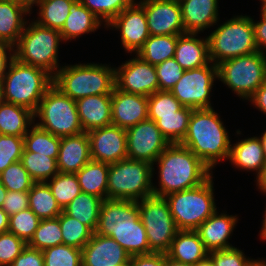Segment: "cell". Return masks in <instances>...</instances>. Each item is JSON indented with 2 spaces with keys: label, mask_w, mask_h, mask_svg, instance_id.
Masks as SVG:
<instances>
[{
  "label": "cell",
  "mask_w": 266,
  "mask_h": 266,
  "mask_svg": "<svg viewBox=\"0 0 266 266\" xmlns=\"http://www.w3.org/2000/svg\"><path fill=\"white\" fill-rule=\"evenodd\" d=\"M9 266H44V256L41 250L27 245Z\"/></svg>",
  "instance_id": "db71d44e"
},
{
  "label": "cell",
  "mask_w": 266,
  "mask_h": 266,
  "mask_svg": "<svg viewBox=\"0 0 266 266\" xmlns=\"http://www.w3.org/2000/svg\"><path fill=\"white\" fill-rule=\"evenodd\" d=\"M8 190L0 182V207H2L4 199L6 197Z\"/></svg>",
  "instance_id": "03108f58"
},
{
  "label": "cell",
  "mask_w": 266,
  "mask_h": 266,
  "mask_svg": "<svg viewBox=\"0 0 266 266\" xmlns=\"http://www.w3.org/2000/svg\"><path fill=\"white\" fill-rule=\"evenodd\" d=\"M219 117L213 108L193 109L187 134L180 143L210 169L230 154L229 135Z\"/></svg>",
  "instance_id": "7a4b0ae2"
},
{
  "label": "cell",
  "mask_w": 266,
  "mask_h": 266,
  "mask_svg": "<svg viewBox=\"0 0 266 266\" xmlns=\"http://www.w3.org/2000/svg\"><path fill=\"white\" fill-rule=\"evenodd\" d=\"M41 122L37 126L58 137H66L83 133L76 101L65 95L54 84L41 99L34 117Z\"/></svg>",
  "instance_id": "9c48e42d"
},
{
  "label": "cell",
  "mask_w": 266,
  "mask_h": 266,
  "mask_svg": "<svg viewBox=\"0 0 266 266\" xmlns=\"http://www.w3.org/2000/svg\"><path fill=\"white\" fill-rule=\"evenodd\" d=\"M165 266H191V265L184 264L176 260H173L165 254Z\"/></svg>",
  "instance_id": "be15d7a7"
},
{
  "label": "cell",
  "mask_w": 266,
  "mask_h": 266,
  "mask_svg": "<svg viewBox=\"0 0 266 266\" xmlns=\"http://www.w3.org/2000/svg\"><path fill=\"white\" fill-rule=\"evenodd\" d=\"M234 145H231L228 160L241 169L257 171L258 176L266 165L260 138H247Z\"/></svg>",
  "instance_id": "83f0119b"
},
{
  "label": "cell",
  "mask_w": 266,
  "mask_h": 266,
  "mask_svg": "<svg viewBox=\"0 0 266 266\" xmlns=\"http://www.w3.org/2000/svg\"><path fill=\"white\" fill-rule=\"evenodd\" d=\"M131 256L113 238L93 233L82 248V266L129 265Z\"/></svg>",
  "instance_id": "ac0fdd59"
},
{
  "label": "cell",
  "mask_w": 266,
  "mask_h": 266,
  "mask_svg": "<svg viewBox=\"0 0 266 266\" xmlns=\"http://www.w3.org/2000/svg\"><path fill=\"white\" fill-rule=\"evenodd\" d=\"M194 266H214L212 259L207 256L205 259L199 261Z\"/></svg>",
  "instance_id": "e7e4bbea"
},
{
  "label": "cell",
  "mask_w": 266,
  "mask_h": 266,
  "mask_svg": "<svg viewBox=\"0 0 266 266\" xmlns=\"http://www.w3.org/2000/svg\"><path fill=\"white\" fill-rule=\"evenodd\" d=\"M261 18L262 19L260 20V22L258 21L256 23L252 19V25L254 28V39L256 46L260 52L265 51L266 53V13L261 12Z\"/></svg>",
  "instance_id": "9f6ffc18"
},
{
  "label": "cell",
  "mask_w": 266,
  "mask_h": 266,
  "mask_svg": "<svg viewBox=\"0 0 266 266\" xmlns=\"http://www.w3.org/2000/svg\"><path fill=\"white\" fill-rule=\"evenodd\" d=\"M169 145L155 121L147 119L126 129L128 159L154 165L155 160Z\"/></svg>",
  "instance_id": "4fadbf2b"
},
{
  "label": "cell",
  "mask_w": 266,
  "mask_h": 266,
  "mask_svg": "<svg viewBox=\"0 0 266 266\" xmlns=\"http://www.w3.org/2000/svg\"><path fill=\"white\" fill-rule=\"evenodd\" d=\"M34 120V112L28 108L0 101V134L24 137Z\"/></svg>",
  "instance_id": "f1b7e54d"
},
{
  "label": "cell",
  "mask_w": 266,
  "mask_h": 266,
  "mask_svg": "<svg viewBox=\"0 0 266 266\" xmlns=\"http://www.w3.org/2000/svg\"><path fill=\"white\" fill-rule=\"evenodd\" d=\"M150 35H181L185 32L177 0H142Z\"/></svg>",
  "instance_id": "9a60e30c"
},
{
  "label": "cell",
  "mask_w": 266,
  "mask_h": 266,
  "mask_svg": "<svg viewBox=\"0 0 266 266\" xmlns=\"http://www.w3.org/2000/svg\"><path fill=\"white\" fill-rule=\"evenodd\" d=\"M249 266H266V262L263 260H254Z\"/></svg>",
  "instance_id": "89a4df30"
},
{
  "label": "cell",
  "mask_w": 266,
  "mask_h": 266,
  "mask_svg": "<svg viewBox=\"0 0 266 266\" xmlns=\"http://www.w3.org/2000/svg\"><path fill=\"white\" fill-rule=\"evenodd\" d=\"M8 50L12 52L14 48L7 43L0 42V84L6 73V68H8V61L10 62L14 58V53H9L10 57L7 56L6 51Z\"/></svg>",
  "instance_id": "6f0895ef"
},
{
  "label": "cell",
  "mask_w": 266,
  "mask_h": 266,
  "mask_svg": "<svg viewBox=\"0 0 266 266\" xmlns=\"http://www.w3.org/2000/svg\"><path fill=\"white\" fill-rule=\"evenodd\" d=\"M9 216L29 208L28 192L8 191L1 207Z\"/></svg>",
  "instance_id": "f5cc1de1"
},
{
  "label": "cell",
  "mask_w": 266,
  "mask_h": 266,
  "mask_svg": "<svg viewBox=\"0 0 266 266\" xmlns=\"http://www.w3.org/2000/svg\"><path fill=\"white\" fill-rule=\"evenodd\" d=\"M1 84V100L20 105L35 112L47 90L53 85V76L45 70L11 59Z\"/></svg>",
  "instance_id": "3957f363"
},
{
  "label": "cell",
  "mask_w": 266,
  "mask_h": 266,
  "mask_svg": "<svg viewBox=\"0 0 266 266\" xmlns=\"http://www.w3.org/2000/svg\"><path fill=\"white\" fill-rule=\"evenodd\" d=\"M262 1V8H261V12L262 13H266V0H261Z\"/></svg>",
  "instance_id": "2644e50d"
},
{
  "label": "cell",
  "mask_w": 266,
  "mask_h": 266,
  "mask_svg": "<svg viewBox=\"0 0 266 266\" xmlns=\"http://www.w3.org/2000/svg\"><path fill=\"white\" fill-rule=\"evenodd\" d=\"M26 13L30 12L23 6L0 0V42L15 47L28 23L23 19Z\"/></svg>",
  "instance_id": "4316f807"
},
{
  "label": "cell",
  "mask_w": 266,
  "mask_h": 266,
  "mask_svg": "<svg viewBox=\"0 0 266 266\" xmlns=\"http://www.w3.org/2000/svg\"><path fill=\"white\" fill-rule=\"evenodd\" d=\"M192 111V108L183 106L178 115L158 116L157 127L170 144L182 142L188 131Z\"/></svg>",
  "instance_id": "74e56055"
},
{
  "label": "cell",
  "mask_w": 266,
  "mask_h": 266,
  "mask_svg": "<svg viewBox=\"0 0 266 266\" xmlns=\"http://www.w3.org/2000/svg\"><path fill=\"white\" fill-rule=\"evenodd\" d=\"M39 222L40 219L28 208L9 216L8 231L28 244L34 236Z\"/></svg>",
  "instance_id": "7dc6e473"
},
{
  "label": "cell",
  "mask_w": 266,
  "mask_h": 266,
  "mask_svg": "<svg viewBox=\"0 0 266 266\" xmlns=\"http://www.w3.org/2000/svg\"><path fill=\"white\" fill-rule=\"evenodd\" d=\"M153 171L150 163L128 158L109 164L107 199L138 201L154 195Z\"/></svg>",
  "instance_id": "52a82bcc"
},
{
  "label": "cell",
  "mask_w": 266,
  "mask_h": 266,
  "mask_svg": "<svg viewBox=\"0 0 266 266\" xmlns=\"http://www.w3.org/2000/svg\"><path fill=\"white\" fill-rule=\"evenodd\" d=\"M248 100L253 102L255 107L266 114V82H264Z\"/></svg>",
  "instance_id": "680465c9"
},
{
  "label": "cell",
  "mask_w": 266,
  "mask_h": 266,
  "mask_svg": "<svg viewBox=\"0 0 266 266\" xmlns=\"http://www.w3.org/2000/svg\"><path fill=\"white\" fill-rule=\"evenodd\" d=\"M75 1L76 0H39L37 6H40V18L35 22L42 26L60 31L70 13V7Z\"/></svg>",
  "instance_id": "8d00e7d4"
},
{
  "label": "cell",
  "mask_w": 266,
  "mask_h": 266,
  "mask_svg": "<svg viewBox=\"0 0 266 266\" xmlns=\"http://www.w3.org/2000/svg\"><path fill=\"white\" fill-rule=\"evenodd\" d=\"M24 137L0 134V174L12 163L21 160Z\"/></svg>",
  "instance_id": "c3c4849f"
},
{
  "label": "cell",
  "mask_w": 266,
  "mask_h": 266,
  "mask_svg": "<svg viewBox=\"0 0 266 266\" xmlns=\"http://www.w3.org/2000/svg\"><path fill=\"white\" fill-rule=\"evenodd\" d=\"M208 254L196 230H178L166 253L169 258L191 266Z\"/></svg>",
  "instance_id": "484cf974"
},
{
  "label": "cell",
  "mask_w": 266,
  "mask_h": 266,
  "mask_svg": "<svg viewBox=\"0 0 266 266\" xmlns=\"http://www.w3.org/2000/svg\"><path fill=\"white\" fill-rule=\"evenodd\" d=\"M129 266H165V254L153 252L133 255L130 258Z\"/></svg>",
  "instance_id": "11a10c76"
},
{
  "label": "cell",
  "mask_w": 266,
  "mask_h": 266,
  "mask_svg": "<svg viewBox=\"0 0 266 266\" xmlns=\"http://www.w3.org/2000/svg\"><path fill=\"white\" fill-rule=\"evenodd\" d=\"M28 196L29 208L40 220L57 218L63 212L46 182L34 183Z\"/></svg>",
  "instance_id": "836d02e7"
},
{
  "label": "cell",
  "mask_w": 266,
  "mask_h": 266,
  "mask_svg": "<svg viewBox=\"0 0 266 266\" xmlns=\"http://www.w3.org/2000/svg\"><path fill=\"white\" fill-rule=\"evenodd\" d=\"M178 35H150L137 54L151 65L174 58Z\"/></svg>",
  "instance_id": "d6a6232c"
},
{
  "label": "cell",
  "mask_w": 266,
  "mask_h": 266,
  "mask_svg": "<svg viewBox=\"0 0 266 266\" xmlns=\"http://www.w3.org/2000/svg\"><path fill=\"white\" fill-rule=\"evenodd\" d=\"M256 177L259 188L261 189V191L266 193V165L262 169L261 173Z\"/></svg>",
  "instance_id": "6125c7cd"
},
{
  "label": "cell",
  "mask_w": 266,
  "mask_h": 266,
  "mask_svg": "<svg viewBox=\"0 0 266 266\" xmlns=\"http://www.w3.org/2000/svg\"><path fill=\"white\" fill-rule=\"evenodd\" d=\"M62 244L63 238L58 216L54 219H41L34 236L27 245L43 251L47 248Z\"/></svg>",
  "instance_id": "60d3db41"
},
{
  "label": "cell",
  "mask_w": 266,
  "mask_h": 266,
  "mask_svg": "<svg viewBox=\"0 0 266 266\" xmlns=\"http://www.w3.org/2000/svg\"><path fill=\"white\" fill-rule=\"evenodd\" d=\"M139 219L137 201L105 199L95 233L109 236L115 229L133 228Z\"/></svg>",
  "instance_id": "d6986e66"
},
{
  "label": "cell",
  "mask_w": 266,
  "mask_h": 266,
  "mask_svg": "<svg viewBox=\"0 0 266 266\" xmlns=\"http://www.w3.org/2000/svg\"><path fill=\"white\" fill-rule=\"evenodd\" d=\"M64 26L59 31L62 40H71L84 33L94 32L102 24L101 20L89 11L79 0H76L69 10Z\"/></svg>",
  "instance_id": "f546056e"
},
{
  "label": "cell",
  "mask_w": 266,
  "mask_h": 266,
  "mask_svg": "<svg viewBox=\"0 0 266 266\" xmlns=\"http://www.w3.org/2000/svg\"><path fill=\"white\" fill-rule=\"evenodd\" d=\"M9 227V215L0 207V234L7 232Z\"/></svg>",
  "instance_id": "91938a15"
},
{
  "label": "cell",
  "mask_w": 266,
  "mask_h": 266,
  "mask_svg": "<svg viewBox=\"0 0 266 266\" xmlns=\"http://www.w3.org/2000/svg\"><path fill=\"white\" fill-rule=\"evenodd\" d=\"M106 26L120 30L122 45L130 53H137L150 36L145 11L138 3L124 9Z\"/></svg>",
  "instance_id": "e0dca14e"
},
{
  "label": "cell",
  "mask_w": 266,
  "mask_h": 266,
  "mask_svg": "<svg viewBox=\"0 0 266 266\" xmlns=\"http://www.w3.org/2000/svg\"><path fill=\"white\" fill-rule=\"evenodd\" d=\"M112 124L127 129L148 119V96L130 94L116 87L111 94Z\"/></svg>",
  "instance_id": "ffe728a7"
},
{
  "label": "cell",
  "mask_w": 266,
  "mask_h": 266,
  "mask_svg": "<svg viewBox=\"0 0 266 266\" xmlns=\"http://www.w3.org/2000/svg\"><path fill=\"white\" fill-rule=\"evenodd\" d=\"M0 182L8 191L29 192L35 183L21 161H17L8 166L0 174Z\"/></svg>",
  "instance_id": "bcb514c9"
},
{
  "label": "cell",
  "mask_w": 266,
  "mask_h": 266,
  "mask_svg": "<svg viewBox=\"0 0 266 266\" xmlns=\"http://www.w3.org/2000/svg\"><path fill=\"white\" fill-rule=\"evenodd\" d=\"M91 160L87 132L61 137L57 157V167L60 173L76 174Z\"/></svg>",
  "instance_id": "44dd1931"
},
{
  "label": "cell",
  "mask_w": 266,
  "mask_h": 266,
  "mask_svg": "<svg viewBox=\"0 0 266 266\" xmlns=\"http://www.w3.org/2000/svg\"><path fill=\"white\" fill-rule=\"evenodd\" d=\"M217 78V65H204L185 70L182 77L171 89V93L185 107L192 109L212 108L210 92Z\"/></svg>",
  "instance_id": "7c38bea8"
},
{
  "label": "cell",
  "mask_w": 266,
  "mask_h": 266,
  "mask_svg": "<svg viewBox=\"0 0 266 266\" xmlns=\"http://www.w3.org/2000/svg\"><path fill=\"white\" fill-rule=\"evenodd\" d=\"M155 69L161 91H171L185 71L174 58L155 65Z\"/></svg>",
  "instance_id": "681fc988"
},
{
  "label": "cell",
  "mask_w": 266,
  "mask_h": 266,
  "mask_svg": "<svg viewBox=\"0 0 266 266\" xmlns=\"http://www.w3.org/2000/svg\"><path fill=\"white\" fill-rule=\"evenodd\" d=\"M63 244L82 249L93 235V231L64 211L59 215Z\"/></svg>",
  "instance_id": "b9f144b4"
},
{
  "label": "cell",
  "mask_w": 266,
  "mask_h": 266,
  "mask_svg": "<svg viewBox=\"0 0 266 266\" xmlns=\"http://www.w3.org/2000/svg\"><path fill=\"white\" fill-rule=\"evenodd\" d=\"M196 33L178 35L174 59L184 69L191 70L212 63L208 38L198 39Z\"/></svg>",
  "instance_id": "d4e9b609"
},
{
  "label": "cell",
  "mask_w": 266,
  "mask_h": 266,
  "mask_svg": "<svg viewBox=\"0 0 266 266\" xmlns=\"http://www.w3.org/2000/svg\"><path fill=\"white\" fill-rule=\"evenodd\" d=\"M44 266H82V249L57 245L42 251Z\"/></svg>",
  "instance_id": "ee69618b"
},
{
  "label": "cell",
  "mask_w": 266,
  "mask_h": 266,
  "mask_svg": "<svg viewBox=\"0 0 266 266\" xmlns=\"http://www.w3.org/2000/svg\"><path fill=\"white\" fill-rule=\"evenodd\" d=\"M109 164L91 160L76 173L81 192L107 199Z\"/></svg>",
  "instance_id": "4dcf8cb0"
},
{
  "label": "cell",
  "mask_w": 266,
  "mask_h": 266,
  "mask_svg": "<svg viewBox=\"0 0 266 266\" xmlns=\"http://www.w3.org/2000/svg\"><path fill=\"white\" fill-rule=\"evenodd\" d=\"M260 234H261L260 237L265 240L266 239V211H265L263 226H262V230Z\"/></svg>",
  "instance_id": "a7ac6f4b"
},
{
  "label": "cell",
  "mask_w": 266,
  "mask_h": 266,
  "mask_svg": "<svg viewBox=\"0 0 266 266\" xmlns=\"http://www.w3.org/2000/svg\"><path fill=\"white\" fill-rule=\"evenodd\" d=\"M87 135L93 161L112 164L127 159L126 129L110 124L91 130Z\"/></svg>",
  "instance_id": "2e32d148"
},
{
  "label": "cell",
  "mask_w": 266,
  "mask_h": 266,
  "mask_svg": "<svg viewBox=\"0 0 266 266\" xmlns=\"http://www.w3.org/2000/svg\"><path fill=\"white\" fill-rule=\"evenodd\" d=\"M207 38L210 60L216 65L230 58L259 51L254 39L252 18L248 16L231 18Z\"/></svg>",
  "instance_id": "ba28073f"
},
{
  "label": "cell",
  "mask_w": 266,
  "mask_h": 266,
  "mask_svg": "<svg viewBox=\"0 0 266 266\" xmlns=\"http://www.w3.org/2000/svg\"><path fill=\"white\" fill-rule=\"evenodd\" d=\"M27 244L7 231L0 234V266L11 265Z\"/></svg>",
  "instance_id": "f907efd6"
},
{
  "label": "cell",
  "mask_w": 266,
  "mask_h": 266,
  "mask_svg": "<svg viewBox=\"0 0 266 266\" xmlns=\"http://www.w3.org/2000/svg\"><path fill=\"white\" fill-rule=\"evenodd\" d=\"M212 181L165 196L178 230H196L216 211Z\"/></svg>",
  "instance_id": "8992f818"
},
{
  "label": "cell",
  "mask_w": 266,
  "mask_h": 266,
  "mask_svg": "<svg viewBox=\"0 0 266 266\" xmlns=\"http://www.w3.org/2000/svg\"><path fill=\"white\" fill-rule=\"evenodd\" d=\"M185 32L198 33L218 20V0H179Z\"/></svg>",
  "instance_id": "cb8c5ba5"
},
{
  "label": "cell",
  "mask_w": 266,
  "mask_h": 266,
  "mask_svg": "<svg viewBox=\"0 0 266 266\" xmlns=\"http://www.w3.org/2000/svg\"><path fill=\"white\" fill-rule=\"evenodd\" d=\"M155 162L159 165L160 188L153 186V193L160 197L194 188L212 174L200 158L180 143L170 144Z\"/></svg>",
  "instance_id": "6da1fadb"
},
{
  "label": "cell",
  "mask_w": 266,
  "mask_h": 266,
  "mask_svg": "<svg viewBox=\"0 0 266 266\" xmlns=\"http://www.w3.org/2000/svg\"><path fill=\"white\" fill-rule=\"evenodd\" d=\"M89 11L108 25L124 9L131 7L134 0H79Z\"/></svg>",
  "instance_id": "f6af8a7d"
},
{
  "label": "cell",
  "mask_w": 266,
  "mask_h": 266,
  "mask_svg": "<svg viewBox=\"0 0 266 266\" xmlns=\"http://www.w3.org/2000/svg\"><path fill=\"white\" fill-rule=\"evenodd\" d=\"M49 180H51V182L49 181L46 183L50 187L55 200L62 209L81 193L76 174L58 172Z\"/></svg>",
  "instance_id": "ab89813d"
},
{
  "label": "cell",
  "mask_w": 266,
  "mask_h": 266,
  "mask_svg": "<svg viewBox=\"0 0 266 266\" xmlns=\"http://www.w3.org/2000/svg\"><path fill=\"white\" fill-rule=\"evenodd\" d=\"M102 202L103 199L98 196L81 192L63 211L95 232Z\"/></svg>",
  "instance_id": "1f68e13d"
},
{
  "label": "cell",
  "mask_w": 266,
  "mask_h": 266,
  "mask_svg": "<svg viewBox=\"0 0 266 266\" xmlns=\"http://www.w3.org/2000/svg\"><path fill=\"white\" fill-rule=\"evenodd\" d=\"M183 105L170 91H161L148 96V119L157 122L158 116L178 115Z\"/></svg>",
  "instance_id": "7bdbcfd3"
},
{
  "label": "cell",
  "mask_w": 266,
  "mask_h": 266,
  "mask_svg": "<svg viewBox=\"0 0 266 266\" xmlns=\"http://www.w3.org/2000/svg\"><path fill=\"white\" fill-rule=\"evenodd\" d=\"M214 266H249L254 260L245 258L243 252L235 247L209 252Z\"/></svg>",
  "instance_id": "816d5d0a"
},
{
  "label": "cell",
  "mask_w": 266,
  "mask_h": 266,
  "mask_svg": "<svg viewBox=\"0 0 266 266\" xmlns=\"http://www.w3.org/2000/svg\"><path fill=\"white\" fill-rule=\"evenodd\" d=\"M136 56L115 69V87L126 93L150 96L159 90L155 66Z\"/></svg>",
  "instance_id": "5bb4252c"
},
{
  "label": "cell",
  "mask_w": 266,
  "mask_h": 266,
  "mask_svg": "<svg viewBox=\"0 0 266 266\" xmlns=\"http://www.w3.org/2000/svg\"><path fill=\"white\" fill-rule=\"evenodd\" d=\"M61 138L47 132L36 124L24 136V151L43 154L57 160Z\"/></svg>",
  "instance_id": "d590c367"
},
{
  "label": "cell",
  "mask_w": 266,
  "mask_h": 266,
  "mask_svg": "<svg viewBox=\"0 0 266 266\" xmlns=\"http://www.w3.org/2000/svg\"><path fill=\"white\" fill-rule=\"evenodd\" d=\"M236 216L217 214V210L196 231L208 252L233 248L228 243L237 222Z\"/></svg>",
  "instance_id": "7402d4cb"
},
{
  "label": "cell",
  "mask_w": 266,
  "mask_h": 266,
  "mask_svg": "<svg viewBox=\"0 0 266 266\" xmlns=\"http://www.w3.org/2000/svg\"><path fill=\"white\" fill-rule=\"evenodd\" d=\"M217 78L242 99H249L266 82V54L230 58L217 64Z\"/></svg>",
  "instance_id": "30bf717a"
},
{
  "label": "cell",
  "mask_w": 266,
  "mask_h": 266,
  "mask_svg": "<svg viewBox=\"0 0 266 266\" xmlns=\"http://www.w3.org/2000/svg\"><path fill=\"white\" fill-rule=\"evenodd\" d=\"M117 241L130 256L150 254L146 230L141 220L134 223L133 228L115 229L108 236Z\"/></svg>",
  "instance_id": "e575fe53"
},
{
  "label": "cell",
  "mask_w": 266,
  "mask_h": 266,
  "mask_svg": "<svg viewBox=\"0 0 266 266\" xmlns=\"http://www.w3.org/2000/svg\"><path fill=\"white\" fill-rule=\"evenodd\" d=\"M53 84L75 101L91 95L112 94L115 68L95 63L60 67Z\"/></svg>",
  "instance_id": "277c9868"
},
{
  "label": "cell",
  "mask_w": 266,
  "mask_h": 266,
  "mask_svg": "<svg viewBox=\"0 0 266 266\" xmlns=\"http://www.w3.org/2000/svg\"><path fill=\"white\" fill-rule=\"evenodd\" d=\"M84 132L112 124L111 94L91 95L76 100Z\"/></svg>",
  "instance_id": "603a6c76"
},
{
  "label": "cell",
  "mask_w": 266,
  "mask_h": 266,
  "mask_svg": "<svg viewBox=\"0 0 266 266\" xmlns=\"http://www.w3.org/2000/svg\"><path fill=\"white\" fill-rule=\"evenodd\" d=\"M137 206L150 250L166 254L178 229L165 197L152 195L138 200Z\"/></svg>",
  "instance_id": "8fae6325"
},
{
  "label": "cell",
  "mask_w": 266,
  "mask_h": 266,
  "mask_svg": "<svg viewBox=\"0 0 266 266\" xmlns=\"http://www.w3.org/2000/svg\"><path fill=\"white\" fill-rule=\"evenodd\" d=\"M63 41L59 30L32 22L24 28L18 43L13 47L14 58L19 62L41 68L53 77L57 73L58 47ZM55 71V72H54Z\"/></svg>",
  "instance_id": "5b68a950"
},
{
  "label": "cell",
  "mask_w": 266,
  "mask_h": 266,
  "mask_svg": "<svg viewBox=\"0 0 266 266\" xmlns=\"http://www.w3.org/2000/svg\"><path fill=\"white\" fill-rule=\"evenodd\" d=\"M260 138V142L262 145V149H263V154L266 160V131L263 133V135Z\"/></svg>",
  "instance_id": "003e7915"
},
{
  "label": "cell",
  "mask_w": 266,
  "mask_h": 266,
  "mask_svg": "<svg viewBox=\"0 0 266 266\" xmlns=\"http://www.w3.org/2000/svg\"><path fill=\"white\" fill-rule=\"evenodd\" d=\"M3 1H8V2H13L16 3L18 5L23 6L26 10H28L29 12L31 11L30 9H32V6L34 4H37V2L39 0H3Z\"/></svg>",
  "instance_id": "94428289"
},
{
  "label": "cell",
  "mask_w": 266,
  "mask_h": 266,
  "mask_svg": "<svg viewBox=\"0 0 266 266\" xmlns=\"http://www.w3.org/2000/svg\"><path fill=\"white\" fill-rule=\"evenodd\" d=\"M20 161L35 183L47 182L59 172L57 160L43 154L23 152Z\"/></svg>",
  "instance_id": "f35d334b"
}]
</instances>
